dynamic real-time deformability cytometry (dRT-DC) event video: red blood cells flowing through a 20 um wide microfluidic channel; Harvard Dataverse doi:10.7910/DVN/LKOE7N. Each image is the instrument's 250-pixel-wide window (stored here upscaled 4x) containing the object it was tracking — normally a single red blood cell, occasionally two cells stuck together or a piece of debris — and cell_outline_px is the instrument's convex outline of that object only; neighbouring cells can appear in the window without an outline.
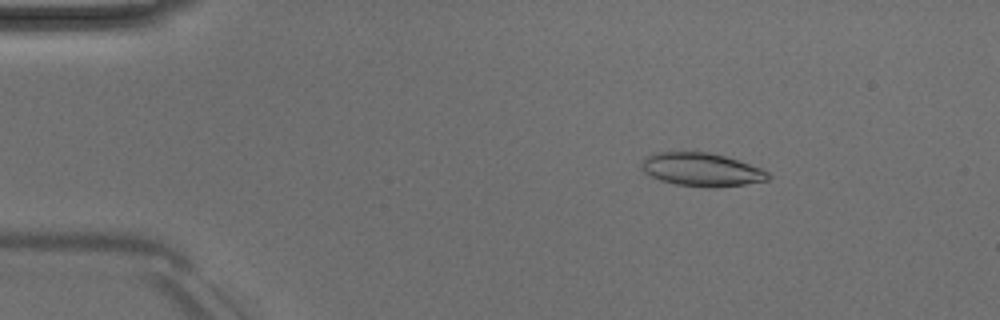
{"species": "Egyptian fruit bat (a non-hibernating species)", "species_latin": "Rousettus aegyptiacus", "temperature_condition": "room temperature", "stored_images_in_passage": 14, "camera_frame_rate_fps": 3000, "um_per_image_px": 0.085, "animal": {"sex": "male"}, "frame": {"image": 1, "passage_image": 8, "time_ms": 2.333, "image_size_px": [1000, 320], "cell_outline_px": [[772, 176], [768, 180], [744, 184], [716, 188], [708, 188], [676, 184], [660, 180], [644, 172], [644, 160], [652, 152], [708, 152], [724, 156], [760, 168], [768, 172]], "centroid_in_image_um": [59.67, 14.43], "position_along_channel_um": 25.3, "area_um2": 24.28}}